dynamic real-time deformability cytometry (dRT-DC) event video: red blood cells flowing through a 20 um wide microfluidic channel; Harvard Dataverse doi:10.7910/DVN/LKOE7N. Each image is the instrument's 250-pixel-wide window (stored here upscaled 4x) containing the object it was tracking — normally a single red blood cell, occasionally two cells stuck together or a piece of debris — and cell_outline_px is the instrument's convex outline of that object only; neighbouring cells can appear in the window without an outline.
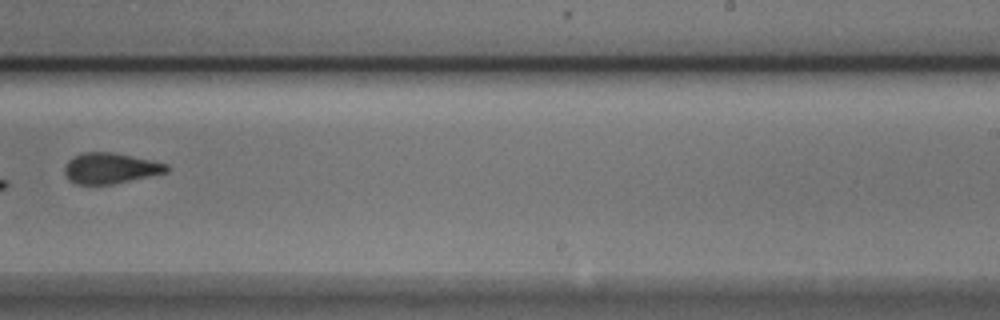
{"species": "Egyptian fruit bat (a non-hibernating species)", "species_latin": "Rousettus aegyptiacus", "temperature_condition": "cold", "stored_images_in_passage": 10, "camera_frame_rate_fps": 3000, "um_per_image_px": 0.085, "animal": {"sex": "male"}, "frame": {"image": 1, "passage_image": 10, "time_ms": 3.0, "image_size_px": [1000, 320], "cell_outline_px": [[168, 172], [112, 184], [76, 184], [68, 180], [64, 172], [64, 168], [68, 160], [72, 156], [84, 152], [112, 152], [152, 160], [168, 164]], "centroid_in_image_um": [9.35, 14.29], "position_along_channel_um": 279.6, "area_um2": 18.26}}